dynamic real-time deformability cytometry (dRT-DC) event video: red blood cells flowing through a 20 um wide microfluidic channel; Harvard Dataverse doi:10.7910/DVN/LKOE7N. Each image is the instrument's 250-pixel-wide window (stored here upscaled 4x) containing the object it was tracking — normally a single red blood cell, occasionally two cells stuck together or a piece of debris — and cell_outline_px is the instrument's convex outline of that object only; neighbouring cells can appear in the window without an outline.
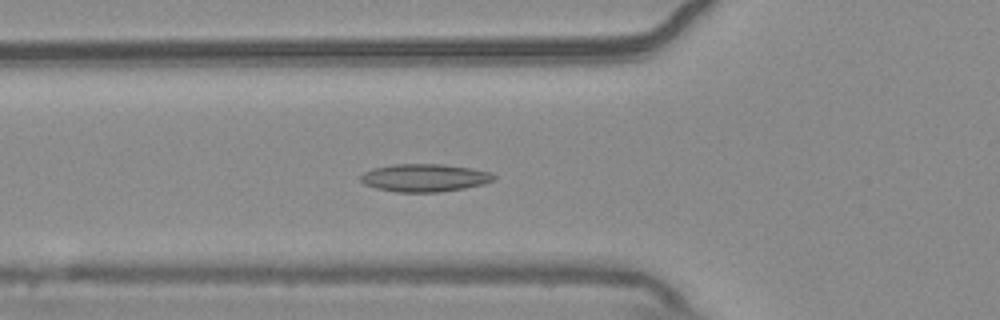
{"species": "common noctule bat (a hibernating species)", "species_latin": "Nyctalus noctula", "temperature_condition": "warm", "stored_images_in_passage": 56, "camera_frame_rate_fps": 3000, "um_per_image_px": 0.085, "animal": {"sex": "male", "body_mass_g": 20.4}, "frame": {"image": 1, "passage_image": 20, "time_ms": 6.333, "image_size_px": [1000, 320], "cell_outline_px": [[496, 176], [492, 180], [484, 184], [464, 188], [440, 192], [396, 192], [376, 188], [364, 184], [360, 180], [360, 176], [364, 172], [372, 168], [392, 164], [440, 164], [472, 168], [492, 172]], "centroid_in_image_um": [36.08, 15.11], "position_along_channel_um": 89.7, "area_um2": 21.68}}
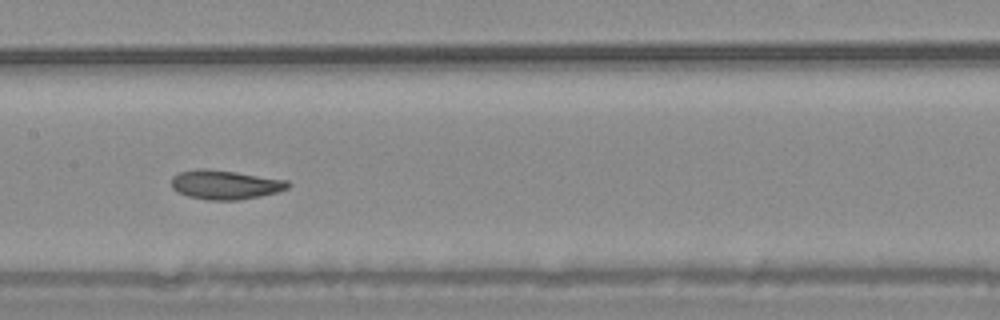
{"frame": {"image": 2, "passage_image": 28, "time_ms": 9.0, "image_size_px": [1000, 320], "cell_outline_px": [[292, 184], [288, 188], [276, 192], [260, 196], [236, 200], [208, 200], [188, 196], [176, 192], [172, 188], [172, 176], [180, 172], [200, 168], [204, 168], [236, 172], [288, 180]], "centroid_in_image_um": [19.13, 15.7], "position_along_channel_um": 188.3, "area_um2": 19.83}}
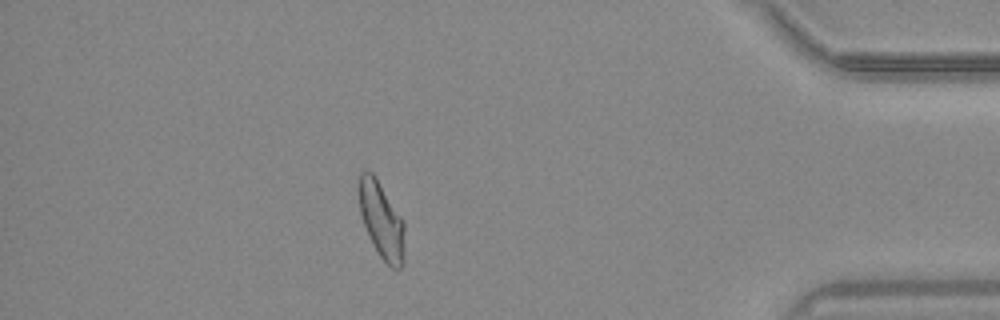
{"frame": {"image": 3, "passage_image": 49, "time_ms": 16.0, "image_size_px": [1000, 320], "cell_outline_px": [[404, 264], [400, 268], [392, 268], [380, 256], [372, 244], [364, 224], [360, 212], [356, 188], [360, 172], [372, 172], [404, 220]], "centroid_in_image_um": [32.41, 18.71], "position_along_channel_um": 402.8, "area_um2": 20.52}, "authors_computed_cell_mechanics": {"area_um2": 20.8658, "velocity_mm_per_s": 3.6865, "shape_relaxation_time_tau1_ms": null, "shape_relaxation_time_tau2_ms": 3.0802, "deformation_change_tau1": null, "deformation_change_tau2": 0.0862}}